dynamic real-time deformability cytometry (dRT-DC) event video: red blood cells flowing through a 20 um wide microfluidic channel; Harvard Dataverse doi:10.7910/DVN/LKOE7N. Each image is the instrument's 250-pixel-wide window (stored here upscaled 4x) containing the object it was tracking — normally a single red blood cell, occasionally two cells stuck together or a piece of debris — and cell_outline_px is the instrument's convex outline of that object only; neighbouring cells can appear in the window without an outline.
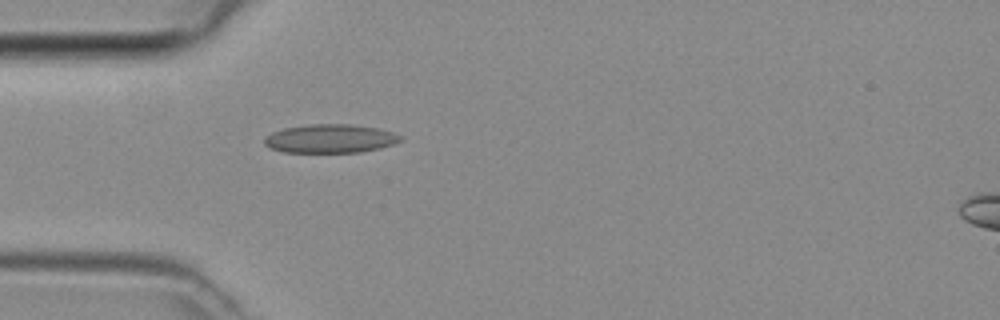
{"species": "common noctule bat (a hibernating species)", "species_latin": "Nyctalus noctula", "temperature_condition": "room temperature", "stored_images_in_passage": 1, "camera_frame_rate_fps": 3000, "um_per_image_px": 0.085, "animal": {"sex": "female", "body_mass_g": 29.2, "forearm_length_mm": 56.3}, "frame": {"image": 1, "passage_image": 1, "time_ms": 0.0, "image_size_px": [1000, 320], "cell_outline_px": [[404, 140], [380, 148], [360, 152], [280, 152], [268, 148], [264, 144], [264, 136], [272, 132], [284, 128], [308, 124], [352, 124], [376, 128], [392, 132], [400, 136]], "centroid_in_image_um": [28.02, 11.78], "position_along_channel_um": 57.0, "area_um2": 22.83}}